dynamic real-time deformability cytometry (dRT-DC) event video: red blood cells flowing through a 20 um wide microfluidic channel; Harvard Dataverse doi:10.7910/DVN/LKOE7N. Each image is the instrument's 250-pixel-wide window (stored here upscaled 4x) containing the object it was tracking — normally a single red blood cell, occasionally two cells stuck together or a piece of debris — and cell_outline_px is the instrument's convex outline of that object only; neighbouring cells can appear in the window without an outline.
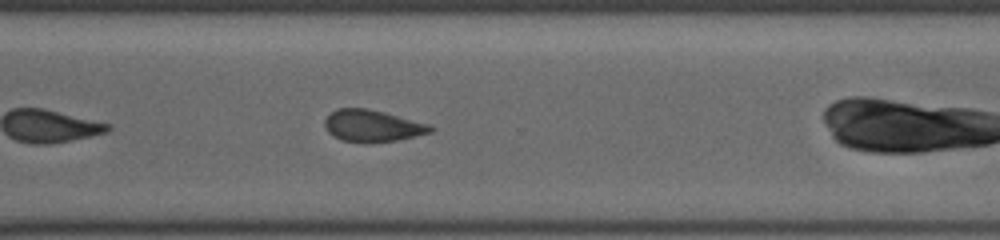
{"species": "common noctule bat (a hibernating species)", "species_latin": "Nyctalus noctula", "temperature_condition": "cold", "stored_images_in_passage": 29, "camera_frame_rate_fps": 3000, "um_per_image_px": 0.085, "animal": {"sex": "female", "body_mass_g": 19.5, "forearm_length_mm": 54.1}, "frame": {"image": 1, "passage_image": 21, "time_ms": 6.667, "image_size_px": [1000, 240], "cell_outline_px": [[436, 128], [432, 132], [396, 140], [364, 144], [344, 140], [332, 136], [328, 132], [324, 124], [324, 120], [332, 112], [340, 108], [368, 108], [432, 124]], "centroid_in_image_um": [31.69, 10.7], "position_along_channel_um": 338.9, "area_um2": 19.83}}